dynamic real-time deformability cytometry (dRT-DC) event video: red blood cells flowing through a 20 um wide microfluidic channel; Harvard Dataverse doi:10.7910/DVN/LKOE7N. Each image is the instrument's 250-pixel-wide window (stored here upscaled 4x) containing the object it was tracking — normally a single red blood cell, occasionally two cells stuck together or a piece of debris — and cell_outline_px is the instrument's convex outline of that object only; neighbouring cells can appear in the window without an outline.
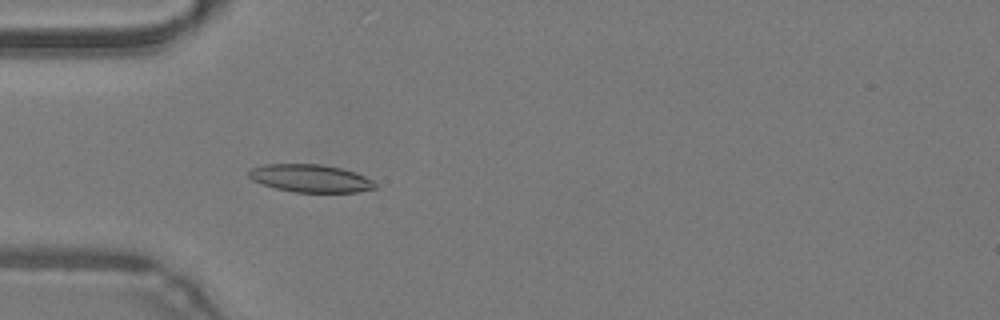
{"species": "common noctule bat (a hibernating species)", "species_latin": "Nyctalus noctula", "temperature_condition": "warm", "stored_images_in_passage": 47, "camera_frame_rate_fps": 3000, "um_per_image_px": 0.085, "animal": {"sex": "male", "body_mass_g": 19.2, "forearm_length_mm": 51.8}, "frame": {"image": 1, "passage_image": 14, "time_ms": 4.333, "image_size_px": [1000, 320], "cell_outline_px": [[376, 188], [356, 192], [292, 192], [276, 188], [252, 180], [248, 176], [248, 172], [252, 168], [264, 164], [320, 164], [340, 168], [356, 172], [372, 180], [376, 184]], "centroid_in_image_um": [26.39, 15.15], "position_along_channel_um": 58.6, "area_um2": 20.35}}
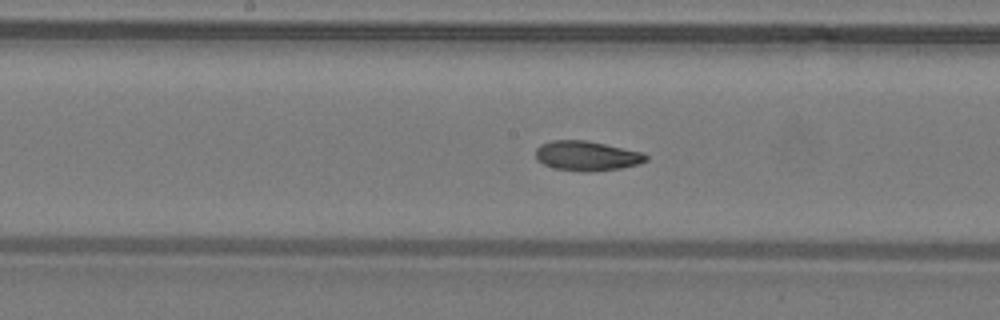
{"frame": {"image": 2, "passage_image": 24, "time_ms": 7.667, "image_size_px": [1000, 320], "cell_outline_px": [[648, 160], [636, 164], [620, 168], [588, 172], [584, 172], [556, 168], [544, 164], [536, 160], [536, 148], [540, 144], [552, 140], [588, 140], [644, 152], [648, 156]], "centroid_in_image_um": [49.88, 13.23], "position_along_channel_um": 198.3, "area_um2": 19.19}}
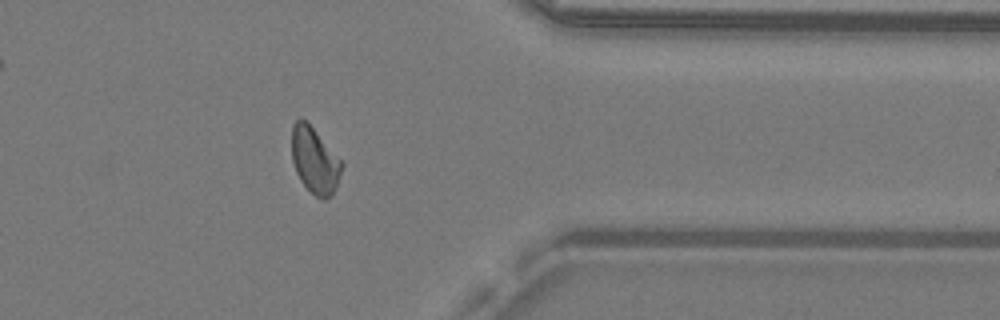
{"frame": {"image": 3, "passage_image": 38, "time_ms": 12.333, "image_size_px": [1000, 320], "cell_outline_px": [[344, 164], [336, 188], [332, 196], [324, 200], [316, 196], [300, 180], [296, 172], [292, 160], [292, 124], [300, 116], [308, 120]], "centroid_in_image_um": [26.75, 13.59], "position_along_channel_um": 384.6, "area_um2": 19.54}, "authors_computed_cell_mechanics": {"area_um2": 19.3052, "velocity_mm_per_s": 4.2898, "shape_relaxation_time_tau1_ms": 3.9268, "shape_relaxation_time_tau2_ms": 2.5928, "deformation_change_tau1": 0.1479, "deformation_change_tau2": 0.0863}}